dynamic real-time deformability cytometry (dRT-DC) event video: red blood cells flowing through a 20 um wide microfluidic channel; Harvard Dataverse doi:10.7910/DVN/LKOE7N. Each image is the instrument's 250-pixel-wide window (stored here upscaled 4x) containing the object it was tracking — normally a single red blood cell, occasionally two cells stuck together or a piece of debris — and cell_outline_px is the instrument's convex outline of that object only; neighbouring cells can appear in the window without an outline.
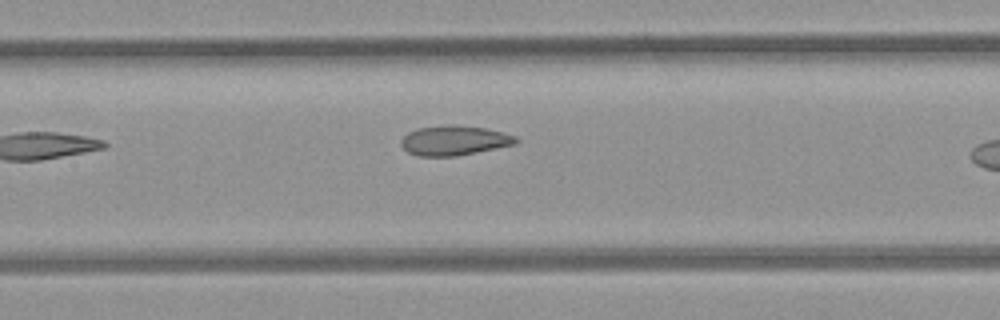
{"species": "common noctule bat (a hibernating species)", "species_latin": "Nyctalus noctula", "temperature_condition": "room temperature", "stored_images_in_passage": 5, "camera_frame_rate_fps": 3000, "um_per_image_px": 0.085, "animal": {"sex": "female", "body_mass_g": 21.9}, "frame": {"image": 1, "passage_image": 4, "time_ms": 3.667, "image_size_px": [1000, 320], "cell_outline_px": [[520, 140], [516, 144], [456, 156], [420, 156], [408, 152], [400, 144], [400, 140], [408, 132], [420, 128], [488, 128], [516, 136]], "centroid_in_image_um": [38.64, 11.99], "position_along_channel_um": 168.8, "area_um2": 18.9}}